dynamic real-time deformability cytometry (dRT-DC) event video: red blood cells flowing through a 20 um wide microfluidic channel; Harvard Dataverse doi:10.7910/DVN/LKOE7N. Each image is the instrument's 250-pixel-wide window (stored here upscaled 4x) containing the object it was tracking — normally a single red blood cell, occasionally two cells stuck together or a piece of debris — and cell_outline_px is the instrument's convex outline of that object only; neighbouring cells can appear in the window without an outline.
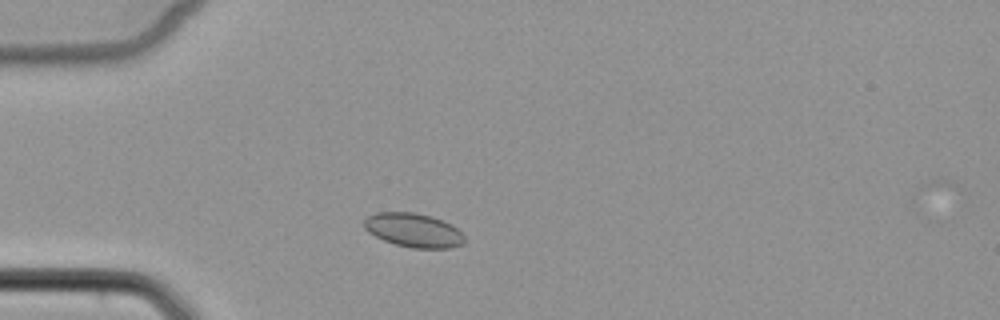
{"species": "common noctule bat (a hibernating species)", "species_latin": "Nyctalus noctula", "temperature_condition": "cold", "stored_images_in_passage": 3, "camera_frame_rate_fps": 3000, "um_per_image_px": 0.085, "animal": {"sex": "female", "body_mass_g": 22.7, "forearm_length_mm": 54.2}, "frame": {"image": 1, "passage_image": 2, "time_ms": 1.333, "image_size_px": [1000, 320], "cell_outline_px": [[464, 240], [460, 244], [448, 248], [412, 248], [396, 244], [384, 240], [368, 232], [364, 228], [364, 220], [368, 216], [376, 212], [412, 212], [432, 216], [444, 220], [452, 224], [464, 236]], "centroid_in_image_um": [35.13, 19.55], "position_along_channel_um": 49.9, "area_um2": 19.77}}